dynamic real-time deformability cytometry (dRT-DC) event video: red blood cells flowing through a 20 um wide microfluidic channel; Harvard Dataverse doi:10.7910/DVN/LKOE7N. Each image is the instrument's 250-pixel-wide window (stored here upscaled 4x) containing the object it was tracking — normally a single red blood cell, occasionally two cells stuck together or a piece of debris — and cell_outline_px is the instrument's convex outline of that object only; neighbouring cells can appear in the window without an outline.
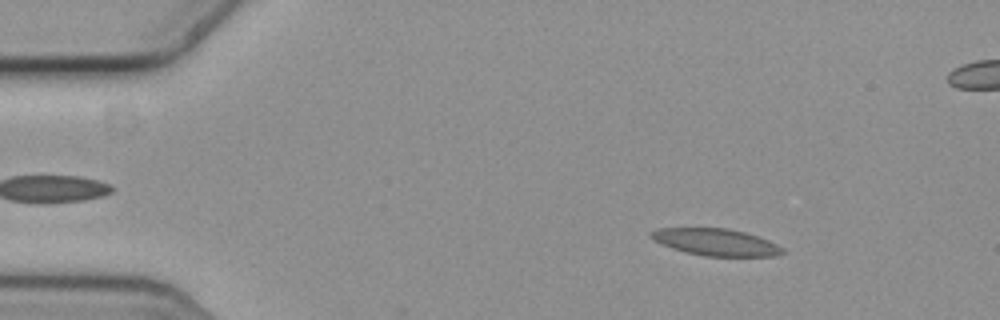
{"species": "common noctule bat (a hibernating species)", "species_latin": "Nyctalus noctula", "temperature_condition": "cold", "stored_images_in_passage": 10, "camera_frame_rate_fps": 3000, "um_per_image_px": 0.085, "animal": {"sex": "female", "body_mass_g": 19.3, "forearm_length_mm": 54.1}, "frame": {"image": 1, "passage_image": 8, "time_ms": 2.333, "image_size_px": [1000, 320], "cell_outline_px": [[784, 252], [776, 256], [704, 256], [684, 252], [672, 248], [652, 240], [648, 236], [648, 232], [656, 228], [728, 228], [744, 232], [768, 240], [784, 248]], "centroid_in_image_um": [60.78, 20.58], "position_along_channel_um": 24.2, "area_um2": 20.75}}